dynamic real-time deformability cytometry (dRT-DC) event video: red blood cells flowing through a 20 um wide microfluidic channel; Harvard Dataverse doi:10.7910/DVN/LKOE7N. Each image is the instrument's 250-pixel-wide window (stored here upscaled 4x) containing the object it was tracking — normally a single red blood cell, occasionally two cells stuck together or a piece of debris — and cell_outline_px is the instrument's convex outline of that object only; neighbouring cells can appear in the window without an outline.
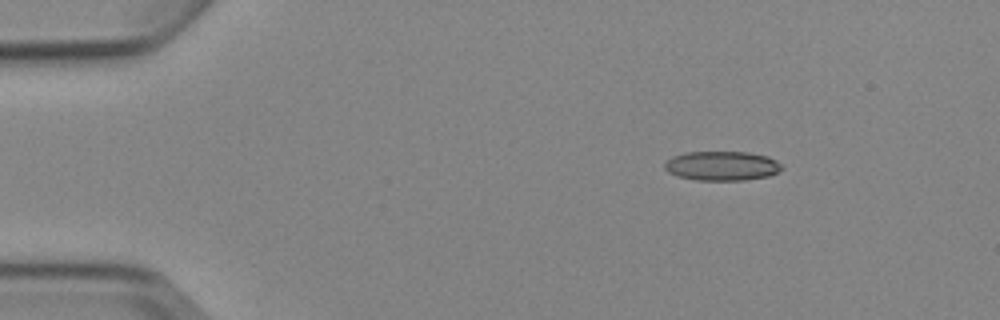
{"species": "Egyptian fruit bat (a non-hibernating species)", "species_latin": "Rousettus aegyptiacus", "temperature_condition": "cold", "stored_images_in_passage": 6, "camera_frame_rate_fps": 3000, "um_per_image_px": 0.085, "animal": {"sex": "female"}, "frame": {"image": 1, "passage_image": 3, "time_ms": 2.333, "image_size_px": [1000, 320], "cell_outline_px": [[784, 168], [780, 172], [768, 176], [744, 180], [696, 180], [676, 176], [668, 172], [664, 168], [664, 164], [672, 156], [684, 152], [748, 152], [768, 156], [776, 160]], "centroid_in_image_um": [61.37, 14.1], "position_along_channel_um": 23.6, "area_um2": 20.23}}